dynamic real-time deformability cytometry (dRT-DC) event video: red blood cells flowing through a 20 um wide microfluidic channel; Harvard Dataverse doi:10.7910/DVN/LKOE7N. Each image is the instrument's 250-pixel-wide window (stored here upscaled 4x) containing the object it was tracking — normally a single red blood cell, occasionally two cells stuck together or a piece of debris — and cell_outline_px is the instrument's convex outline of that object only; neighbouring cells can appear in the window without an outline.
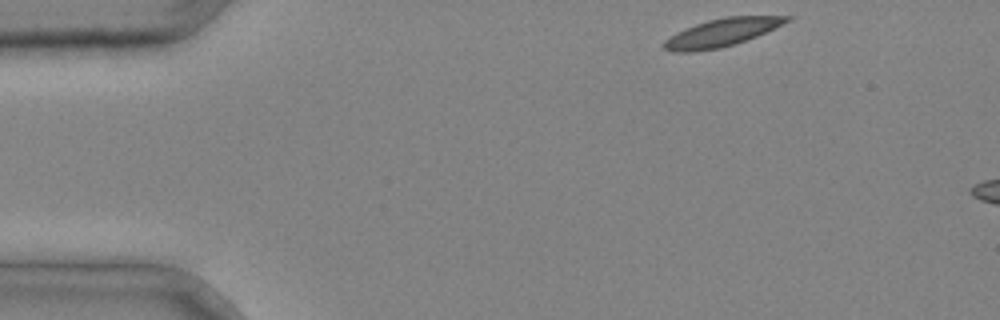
{"species": "common noctule bat (a hibernating species)", "species_latin": "Nyctalus noctula", "temperature_condition": "cold", "stored_images_in_passage": 3, "camera_frame_rate_fps": 3000, "um_per_image_px": 0.085, "animal": {"sex": "male", "body_mass_g": 20.4}, "frame": {"image": 1, "passage_image": 1, "time_ms": 0.0, "image_size_px": [1000, 320], "cell_outline_px": [[792, 20], [756, 36], [736, 44], [720, 48], [688, 52], [672, 52], [664, 48], [664, 40], [676, 32], [684, 28], [708, 20], [728, 16], [792, 16]], "centroid_in_image_um": [61.34, 2.77], "position_along_channel_um": 23.7, "area_um2": 19.83}}